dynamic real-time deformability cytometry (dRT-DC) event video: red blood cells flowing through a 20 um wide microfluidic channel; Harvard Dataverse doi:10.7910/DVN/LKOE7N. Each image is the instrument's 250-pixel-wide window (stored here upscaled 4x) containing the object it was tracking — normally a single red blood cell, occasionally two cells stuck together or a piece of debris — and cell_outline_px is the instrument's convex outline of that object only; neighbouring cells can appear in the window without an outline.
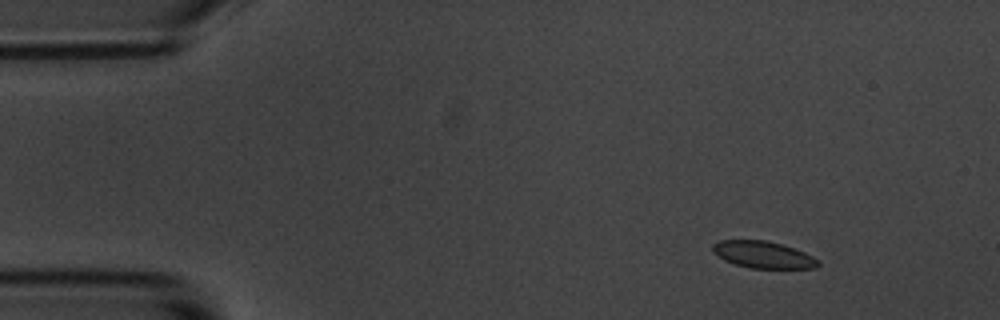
{"species": "common noctule bat (a hibernating species)", "species_latin": "Nyctalus noctula", "temperature_condition": "room temperature", "stored_images_in_passage": 4, "camera_frame_rate_fps": 3000, "um_per_image_px": 0.085, "animal": {"sex": "male", "body_mass_g": 20.1, "forearm_length_mm": 53.5}, "frame": {"image": 1, "passage_image": 1, "time_ms": 0.0, "image_size_px": [1000, 320], "cell_outline_px": [[820, 264], [816, 268], [748, 268], [724, 260], [712, 252], [712, 244], [720, 240], [764, 240], [780, 244], [804, 252], [820, 260]], "centroid_in_image_um": [64.85, 21.65], "position_along_channel_um": 20.1, "area_um2": 16.47}}
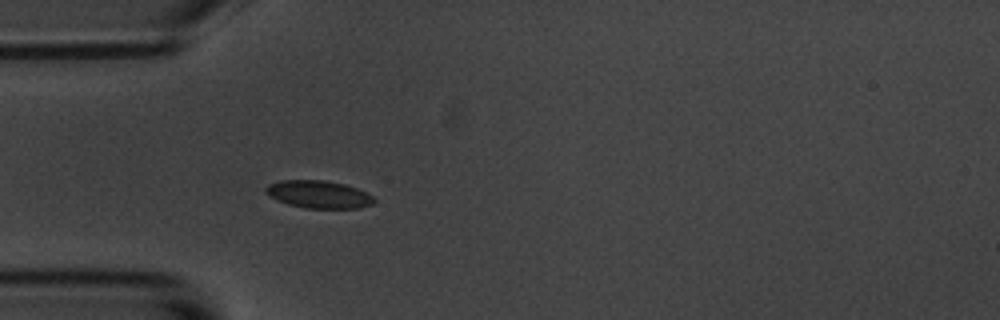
{"frame": {"image": 2, "passage_image": 4, "time_ms": 3.333, "image_size_px": [1000, 320], "cell_outline_px": [[376, 200], [372, 204], [360, 208], [304, 208], [288, 204], [276, 200], [268, 196], [264, 192], [264, 188], [268, 184], [280, 180], [324, 180], [344, 184], [356, 188], [372, 196]], "centroid_in_image_um": [27.03, 16.52], "position_along_channel_um": 58.0, "area_um2": 17.51}}